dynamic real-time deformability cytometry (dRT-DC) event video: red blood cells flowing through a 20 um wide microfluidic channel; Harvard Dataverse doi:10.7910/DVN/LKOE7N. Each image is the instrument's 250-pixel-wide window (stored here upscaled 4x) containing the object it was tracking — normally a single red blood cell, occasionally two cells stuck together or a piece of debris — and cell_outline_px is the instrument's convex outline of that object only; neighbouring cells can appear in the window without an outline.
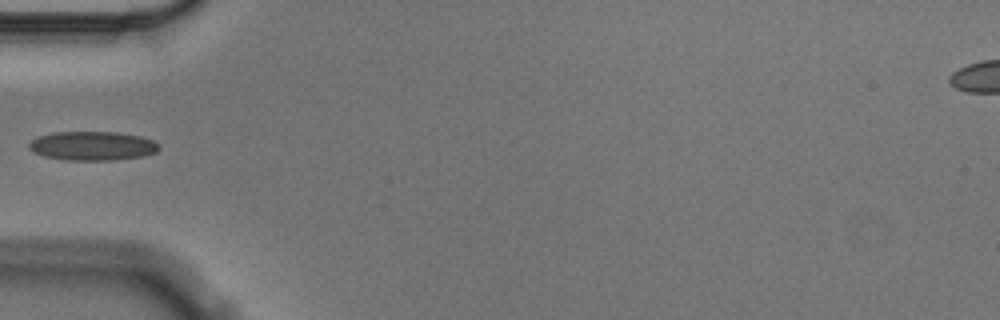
{"species": "Egyptian fruit bat (a non-hibernating species)", "species_latin": "Rousettus aegyptiacus", "temperature_condition": "cold", "stored_images_in_passage": 38, "camera_frame_rate_fps": 3000, "um_per_image_px": 0.085, "animal": {"sex": "male"}, "frame": {"image": 1, "passage_image": 1, "time_ms": 0.0, "image_size_px": [1000, 320], "cell_outline_px": [[160, 148], [156, 152], [144, 156], [116, 160], [64, 160], [44, 156], [32, 152], [28, 148], [28, 144], [32, 140], [40, 136], [52, 132], [116, 132], [140, 136], [152, 140], [160, 144]], "centroid_in_image_um": [7.86, 12.4], "position_along_channel_um": 77.1, "area_um2": 22.14}}
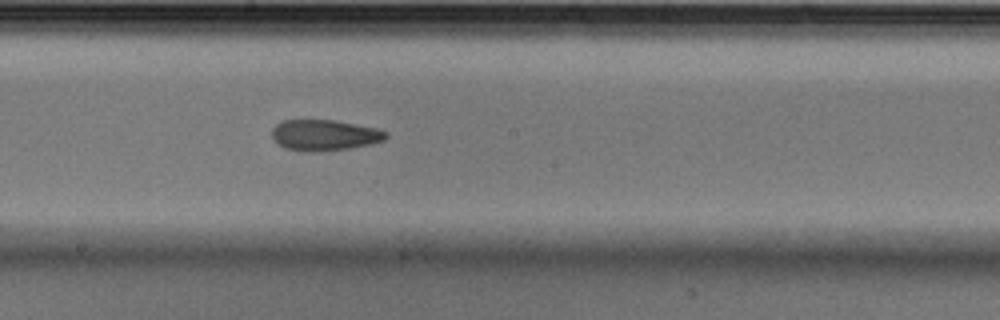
{"frame": {"image": 2, "passage_image": 13, "time_ms": 4.0, "image_size_px": [1000, 320], "cell_outline_px": [[388, 136], [384, 140], [368, 144], [348, 148], [312, 152], [308, 152], [284, 148], [272, 140], [272, 128], [276, 124], [284, 120], [336, 120], [376, 128], [388, 132]], "centroid_in_image_um": [27.54, 11.48], "position_along_channel_um": 220.7, "area_um2": 20.52}}
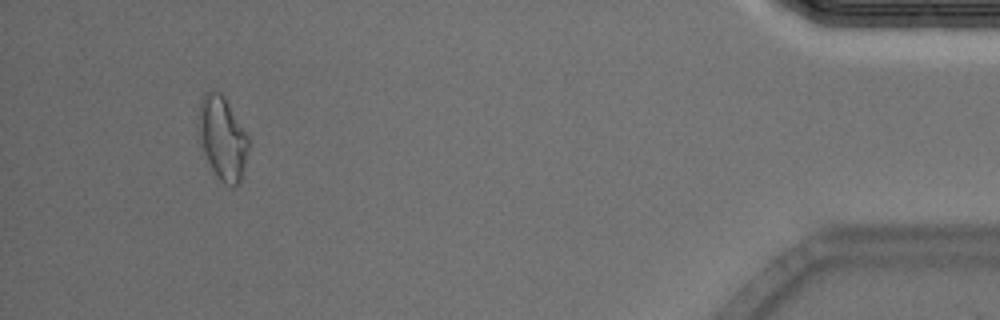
{"frame": {"image": 3, "passage_image": 35, "time_ms": 11.333, "image_size_px": [1000, 320], "cell_outline_px": [[248, 148], [240, 184], [236, 188], [232, 188], [224, 184], [220, 180], [212, 168], [196, 140], [196, 116], [200, 100], [204, 92], [220, 92], [224, 96], [248, 136]], "centroid_in_image_um": [18.84, 11.74], "position_along_channel_um": 416.4, "area_um2": 24.91}}